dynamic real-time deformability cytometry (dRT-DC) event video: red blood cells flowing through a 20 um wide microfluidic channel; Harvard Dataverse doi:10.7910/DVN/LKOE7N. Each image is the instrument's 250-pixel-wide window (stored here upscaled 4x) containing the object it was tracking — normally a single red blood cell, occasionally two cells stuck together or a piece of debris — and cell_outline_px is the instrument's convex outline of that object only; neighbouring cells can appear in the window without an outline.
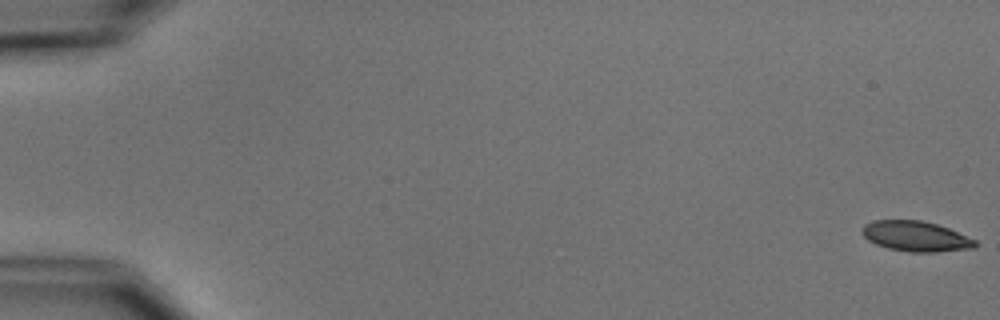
{"species": "common noctule bat (a hibernating species)", "species_latin": "Nyctalus noctula", "temperature_condition": "cold", "stored_images_in_passage": 7, "camera_frame_rate_fps": 3000, "um_per_image_px": 0.085, "animal": {"sex": "male", "body_mass_g": 15.6}, "frame": {"image": 1, "passage_image": 1, "time_ms": 0.0, "image_size_px": [1000, 320], "cell_outline_px": [[976, 248], [936, 252], [908, 252], [888, 248], [876, 244], [868, 240], [860, 232], [860, 228], [864, 224], [872, 220], [920, 220], [936, 224], [948, 228], [976, 240]], "centroid_in_image_um": [77.8, 20.08], "position_along_channel_um": 7.2, "area_um2": 20.06}}
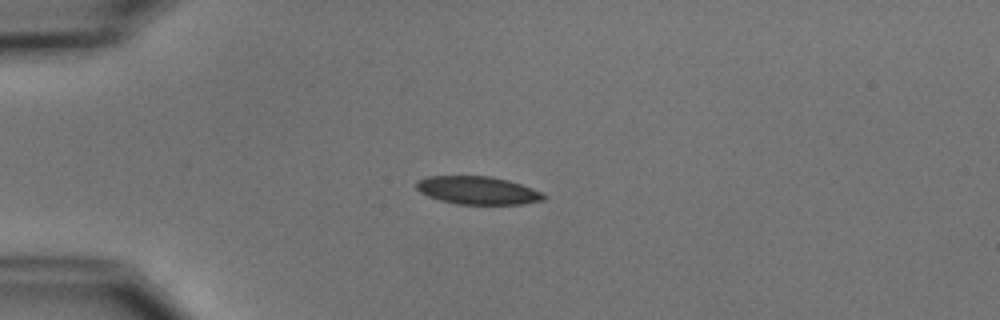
{"frame": {"image": 2, "passage_image": 5, "time_ms": 4.667, "image_size_px": [1000, 320], "cell_outline_px": [[548, 196], [544, 200], [524, 204], [456, 204], [440, 200], [428, 196], [420, 192], [416, 188], [416, 180], [428, 176], [488, 176], [508, 180], [520, 184], [540, 192]], "centroid_in_image_um": [40.58, 16.18], "position_along_channel_um": 44.4, "area_um2": 20.75}}